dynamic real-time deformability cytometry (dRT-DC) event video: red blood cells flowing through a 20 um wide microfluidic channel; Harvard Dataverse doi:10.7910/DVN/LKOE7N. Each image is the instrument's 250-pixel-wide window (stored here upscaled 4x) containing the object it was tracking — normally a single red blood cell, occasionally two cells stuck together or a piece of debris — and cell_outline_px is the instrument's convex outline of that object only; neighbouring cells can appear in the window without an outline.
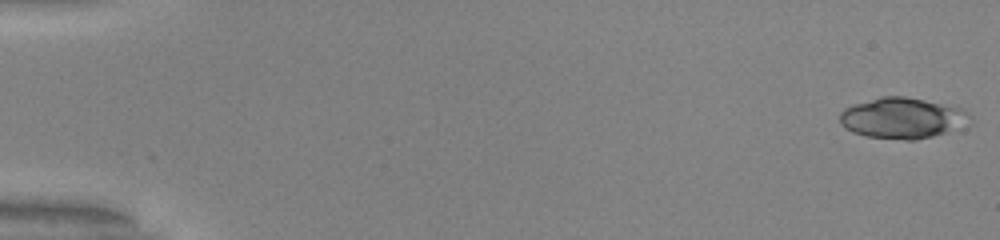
{"species": "common noctule bat (a hibernating species)", "species_latin": "Nyctalus noctula", "temperature_condition": "warm", "stored_images_in_passage": 52, "camera_frame_rate_fps": 3000, "um_per_image_px": 0.085, "animal": {"sex": "male", "body_mass_g": 20.0, "forearm_length_mm": 53.3}, "frame": {"image": 1, "passage_image": 1, "time_ms": 0.0, "image_size_px": [1000, 240], "cell_outline_px": [[972, 124], [948, 132], [916, 140], [904, 140], [868, 136], [852, 132], [844, 128], [840, 124], [840, 112], [844, 108], [880, 96], [904, 96], [956, 104], [972, 116]], "centroid_in_image_um": [76.8, 10.02], "position_along_channel_um": 8.2, "area_um2": 31.67}}
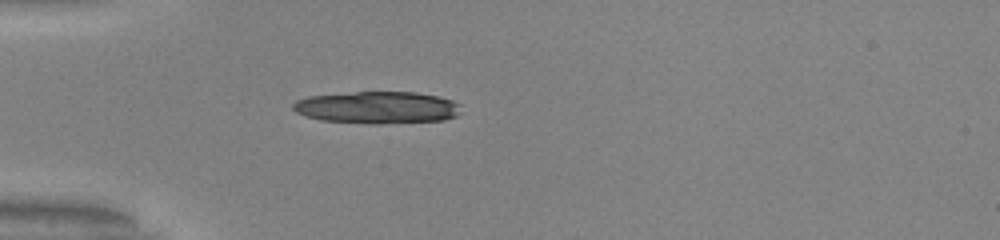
{"frame": {"image": 2, "passage_image": 16, "time_ms": 5.0, "image_size_px": [1000, 240], "cell_outline_px": [[460, 112], [456, 116], [444, 120], [380, 124], [372, 124], [320, 120], [304, 116], [296, 112], [292, 108], [292, 104], [296, 100], [308, 96], [356, 92], [416, 92], [440, 96], [452, 100], [460, 104]], "centroid_in_image_um": [32.07, 9.14], "position_along_channel_um": 52.9, "area_um2": 31.73}}